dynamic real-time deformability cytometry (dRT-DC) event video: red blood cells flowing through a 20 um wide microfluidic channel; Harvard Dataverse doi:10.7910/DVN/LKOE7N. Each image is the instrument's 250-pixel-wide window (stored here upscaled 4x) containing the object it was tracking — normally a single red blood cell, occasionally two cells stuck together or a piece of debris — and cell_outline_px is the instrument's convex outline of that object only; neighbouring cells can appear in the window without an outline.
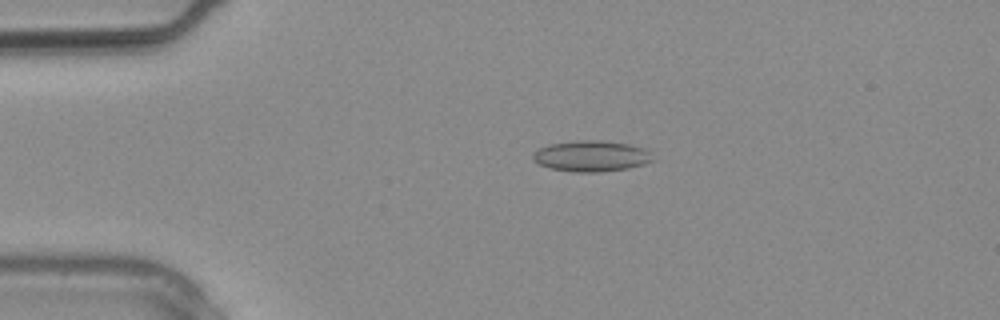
{"species": "common noctule bat (a hibernating species)", "species_latin": "Nyctalus noctula", "temperature_condition": "warm", "stored_images_in_passage": 3, "camera_frame_rate_fps": 3000, "um_per_image_px": 0.085, "animal": {"sex": "male", "body_mass_g": 20.4}, "frame": {"image": 1, "passage_image": 3, "time_ms": 0.667, "image_size_px": [1000, 320], "cell_outline_px": [[656, 160], [644, 164], [628, 168], [596, 172], [572, 172], [548, 168], [532, 160], [532, 156], [540, 148], [548, 144], [576, 140], [600, 140], [628, 144], [644, 148]], "centroid_in_image_um": [50.25, 13.27], "position_along_channel_um": 34.7, "area_um2": 21.62}}